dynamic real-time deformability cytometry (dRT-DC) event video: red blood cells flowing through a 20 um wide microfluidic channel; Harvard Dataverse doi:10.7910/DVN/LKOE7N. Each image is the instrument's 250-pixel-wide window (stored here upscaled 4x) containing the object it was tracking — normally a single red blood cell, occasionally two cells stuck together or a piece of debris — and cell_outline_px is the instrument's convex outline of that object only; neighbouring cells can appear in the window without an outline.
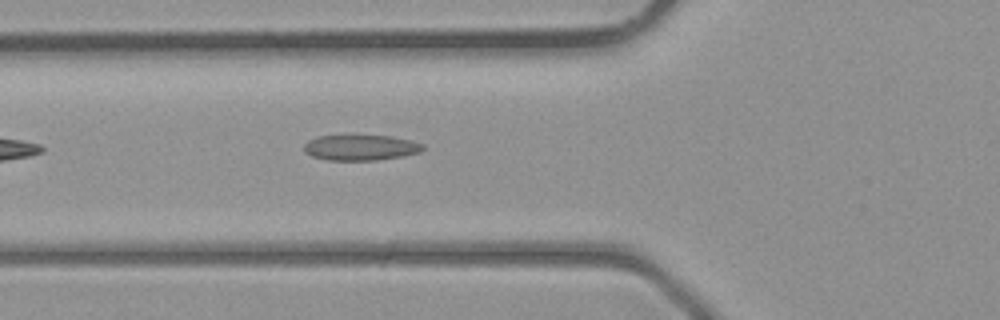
{"species": "common noctule bat (a hibernating species)", "species_latin": "Nyctalus noctula", "temperature_condition": "room temperature", "stored_images_in_passage": 3, "camera_frame_rate_fps": 3000, "um_per_image_px": 0.085, "animal": {"sex": "male", "body_mass_g": 23.1, "forearm_length_mm": 52.7}, "frame": {"image": 1, "passage_image": 3, "time_ms": 2.333, "image_size_px": [1000, 320], "cell_outline_px": [[424, 148], [420, 152], [400, 156], [376, 160], [328, 160], [312, 156], [304, 152], [304, 144], [308, 140], [320, 136], [344, 132], [388, 136], [412, 140], [424, 144]], "centroid_in_image_um": [30.6, 12.49], "position_along_channel_um": 95.2, "area_um2": 18.5}}